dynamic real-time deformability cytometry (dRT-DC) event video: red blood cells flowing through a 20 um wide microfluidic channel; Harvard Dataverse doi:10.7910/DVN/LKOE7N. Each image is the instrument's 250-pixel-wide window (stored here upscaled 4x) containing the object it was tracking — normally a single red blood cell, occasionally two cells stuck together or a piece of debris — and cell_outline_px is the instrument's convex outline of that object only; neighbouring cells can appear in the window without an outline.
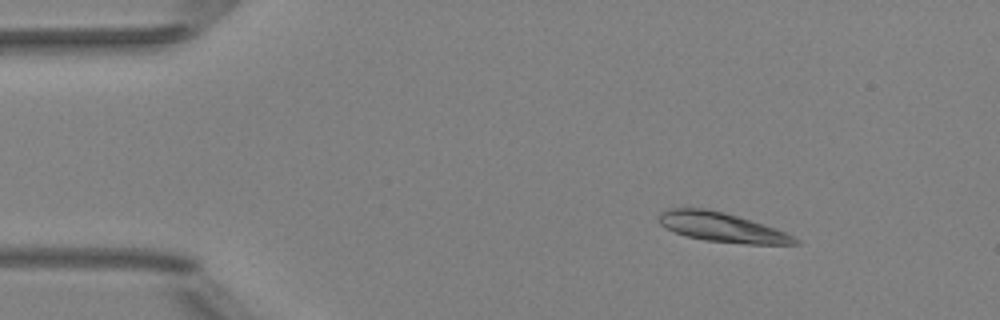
{"species": "Egyptian fruit bat (a non-hibernating species)", "species_latin": "Rousettus aegyptiacus", "temperature_condition": "room temperature", "stored_images_in_passage": 44, "camera_frame_rate_fps": 3000, "um_per_image_px": 0.085, "animal": {"sex": "female"}, "frame": {"image": 1, "passage_image": 1, "time_ms": 0.0, "image_size_px": [1000, 320], "cell_outline_px": [[800, 244], [748, 244], [704, 240], [688, 236], [676, 232], [660, 224], [660, 212], [668, 208], [704, 208], [724, 212], [764, 224], [776, 228], [800, 240]], "centroid_in_image_um": [61.39, 19.31], "position_along_channel_um": 23.6, "area_um2": 23.0}}
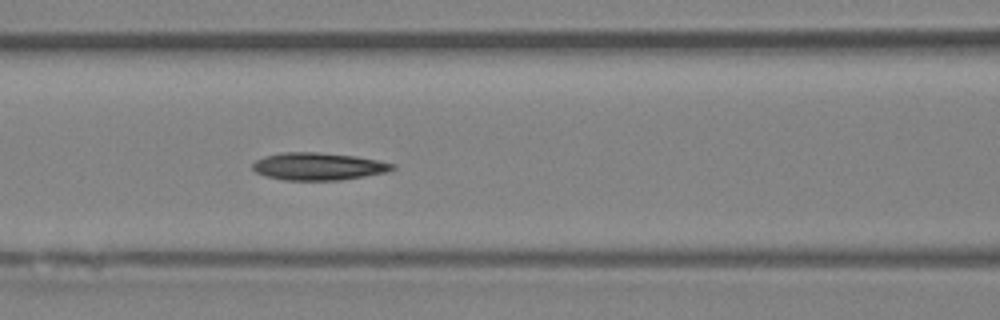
{"frame": {"image": 2, "passage_image": 15, "time_ms": 4.667, "image_size_px": [1000, 320], "cell_outline_px": [[396, 168], [388, 172], [340, 180], [284, 180], [268, 176], [256, 172], [252, 168], [252, 164], [256, 160], [264, 156], [280, 152], [316, 152], [356, 156], [380, 160], [396, 164]], "centroid_in_image_um": [27.09, 14.13], "position_along_channel_um": 139.5, "area_um2": 22.48}}
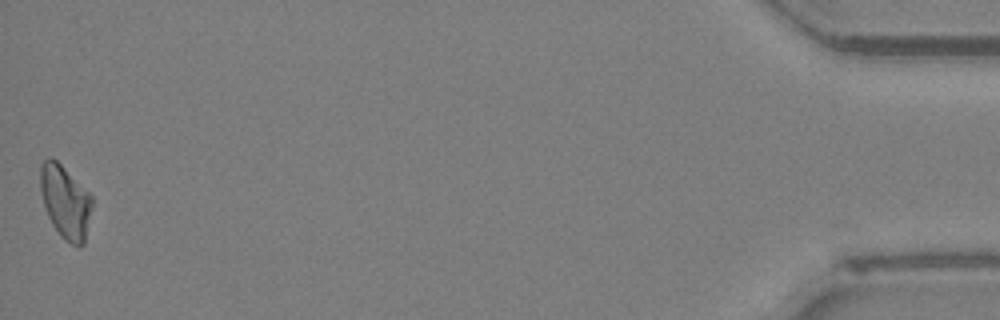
{"frame": {"image": 3, "passage_image": 44, "time_ms": 14.333, "image_size_px": [1000, 320], "cell_outline_px": [[92, 204], [84, 244], [80, 248], [64, 240], [60, 236], [52, 224], [44, 208], [40, 192], [40, 164], [48, 156], [52, 156], [92, 196]], "centroid_in_image_um": [5.52, 17.16], "position_along_channel_um": 429.7, "area_um2": 22.08}, "authors_computed_cell_mechanics": {"area_um2": 22.0796, "velocity_mm_per_s": 4.0215, "shape_relaxation_time_tau1_ms": 8.2377, "shape_relaxation_time_tau2_ms": null, "deformation_change_tau1": 0.1574, "deformation_change_tau2": null}}